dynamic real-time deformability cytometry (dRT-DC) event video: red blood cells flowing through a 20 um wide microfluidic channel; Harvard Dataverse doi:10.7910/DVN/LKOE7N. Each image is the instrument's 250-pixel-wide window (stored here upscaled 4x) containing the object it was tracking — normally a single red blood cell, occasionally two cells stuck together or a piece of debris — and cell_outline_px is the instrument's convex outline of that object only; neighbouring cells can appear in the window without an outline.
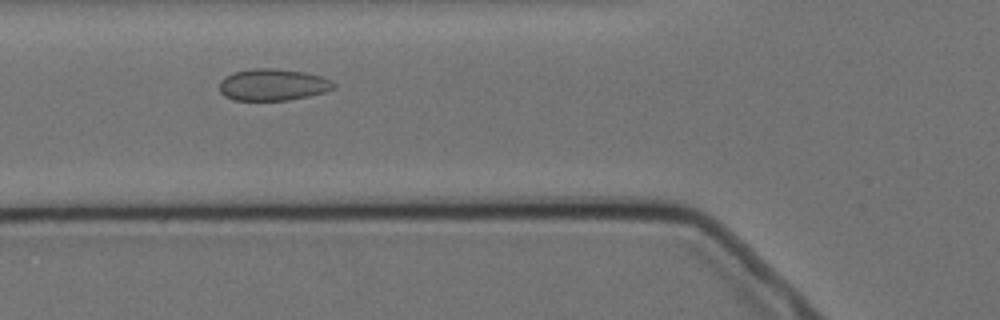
{"species": "Egyptian fruit bat (a non-hibernating species)", "species_latin": "Rousettus aegyptiacus", "temperature_condition": "cold", "stored_images_in_passage": 5, "camera_frame_rate_fps": 3000, "um_per_image_px": 0.085, "animal": {"sex": "female"}, "frame": {"image": 1, "passage_image": 4, "time_ms": 3.333, "image_size_px": [1000, 320], "cell_outline_px": [[336, 88], [324, 92], [308, 96], [288, 100], [232, 100], [224, 96], [220, 92], [220, 80], [224, 76], [232, 72], [252, 68], [276, 68], [304, 72], [324, 76], [332, 80], [336, 84]], "centroid_in_image_um": [23.2, 7.19], "position_along_channel_um": 102.6, "area_um2": 21.5}}
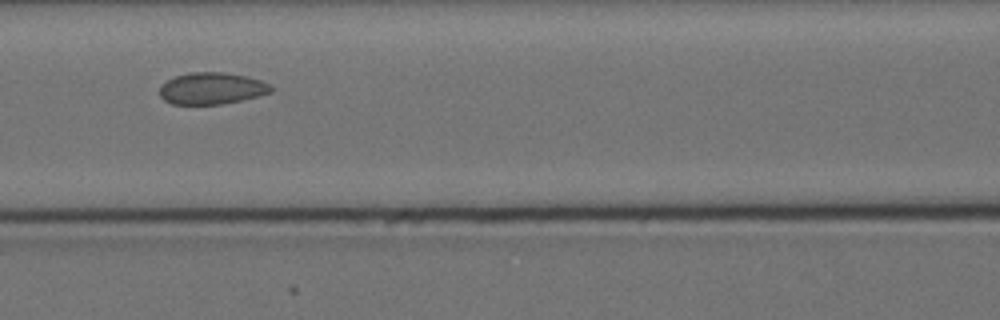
{"frame": {"image": 2, "passage_image": 5, "time_ms": 4.667, "image_size_px": [1000, 320], "cell_outline_px": [[272, 92], [224, 104], [172, 104], [164, 100], [160, 96], [160, 84], [176, 76], [192, 72], [224, 72], [248, 76], [260, 80], [268, 84], [272, 88]], "centroid_in_image_um": [17.98, 7.51], "position_along_channel_um": 148.6, "area_um2": 20.52}}